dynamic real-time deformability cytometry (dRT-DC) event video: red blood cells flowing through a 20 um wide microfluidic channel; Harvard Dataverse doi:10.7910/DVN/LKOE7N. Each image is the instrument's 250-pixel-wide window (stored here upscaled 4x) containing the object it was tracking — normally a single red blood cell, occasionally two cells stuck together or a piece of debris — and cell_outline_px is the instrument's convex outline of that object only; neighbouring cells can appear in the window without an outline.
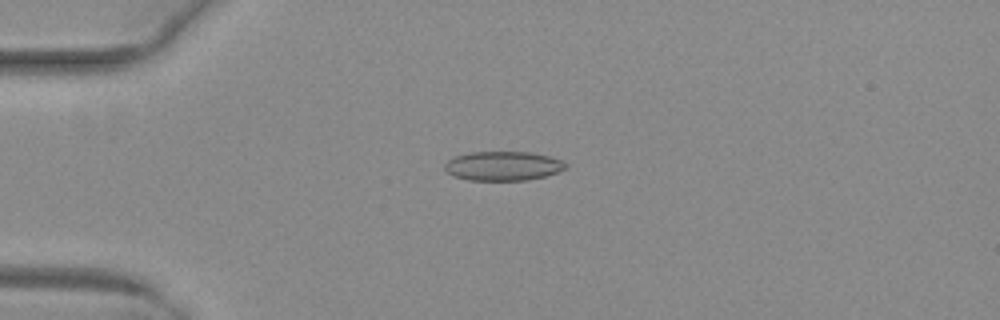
{"species": "common noctule bat (a hibernating species)", "species_latin": "Nyctalus noctula", "temperature_condition": "warm", "stored_images_in_passage": 52, "camera_frame_rate_fps": 3000, "um_per_image_px": 0.085, "animal": {"sex": "female", "body_mass_g": 29.2, "forearm_length_mm": 56.3}, "frame": {"image": 1, "passage_image": 14, "time_ms": 4.333, "image_size_px": [1000, 320], "cell_outline_px": [[568, 164], [564, 168], [556, 172], [544, 176], [528, 180], [468, 180], [452, 176], [444, 168], [444, 164], [448, 160], [456, 156], [472, 152], [528, 152], [548, 156], [560, 160]], "centroid_in_image_um": [42.72, 14.11], "position_along_channel_um": 42.3, "area_um2": 20.4}}
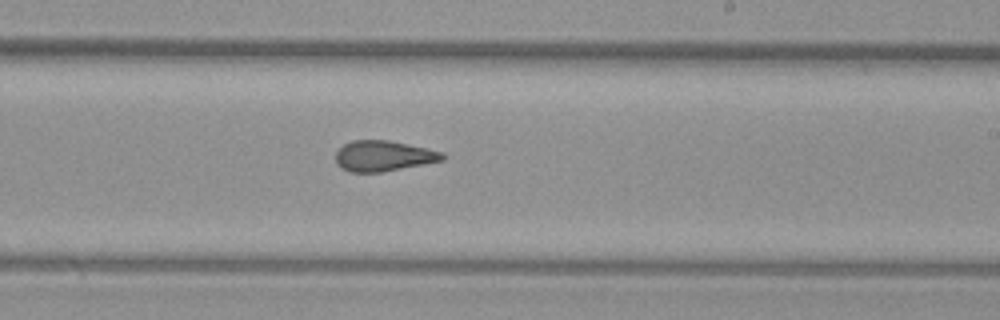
{"frame": {"image": 2, "passage_image": 32, "time_ms": 10.333, "image_size_px": [1000, 320], "cell_outline_px": [[448, 156], [444, 160], [384, 172], [348, 172], [340, 168], [336, 164], [336, 152], [344, 144], [352, 140], [388, 140], [428, 148], [444, 152]], "centroid_in_image_um": [32.62, 13.26], "position_along_channel_um": 256.4, "area_um2": 19.31}}
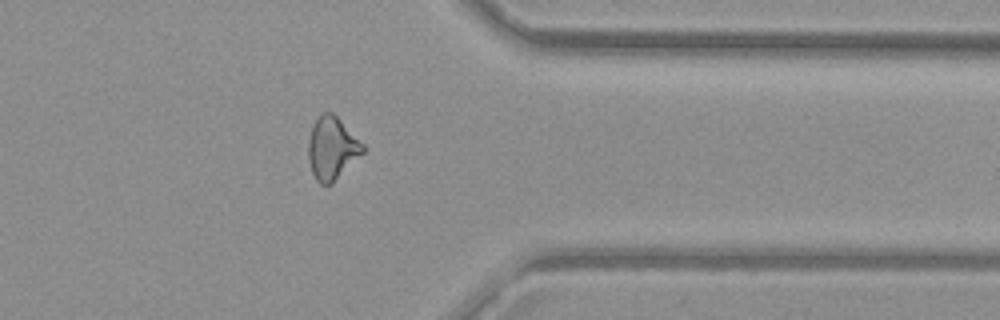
{"frame": {"image": 3, "passage_image": 42, "time_ms": 13.667, "image_size_px": [1000, 320], "cell_outline_px": [[364, 152], [332, 184], [320, 184], [316, 180], [312, 172], [308, 160], [308, 140], [312, 124], [320, 112], [332, 112], [364, 144]], "centroid_in_image_um": [28.2, 12.59], "position_along_channel_um": 383.2, "area_um2": 20.0}, "authors_computed_cell_mechanics": {"area_um2": 20.2011, "velocity_mm_per_s": 4.068, "shape_relaxation_time_tau1_ms": null, "shape_relaxation_time_tau2_ms": 1.8265, "deformation_change_tau1": null, "deformation_change_tau2": 0.0892}}